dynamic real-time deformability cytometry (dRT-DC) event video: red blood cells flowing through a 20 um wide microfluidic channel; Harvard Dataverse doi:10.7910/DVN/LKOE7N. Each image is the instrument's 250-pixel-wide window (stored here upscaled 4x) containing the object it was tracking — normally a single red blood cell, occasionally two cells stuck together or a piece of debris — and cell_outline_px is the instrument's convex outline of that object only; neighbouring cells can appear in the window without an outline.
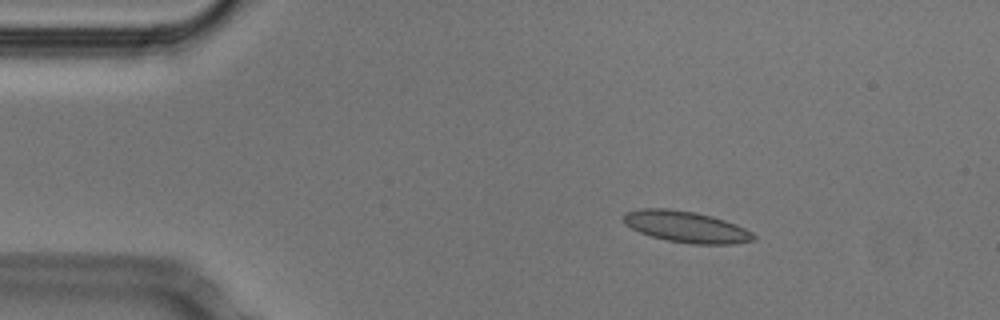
{"species": "Egyptian fruit bat (a non-hibernating species)", "species_latin": "Rousettus aegyptiacus", "temperature_condition": "cold", "stored_images_in_passage": 51, "camera_frame_rate_fps": 3000, "um_per_image_px": 0.085, "animal": {"sex": "male"}, "frame": {"image": 1, "passage_image": 7, "time_ms": 2.0, "image_size_px": [1000, 320], "cell_outline_px": [[756, 240], [732, 244], [692, 244], [668, 240], [652, 236], [640, 232], [624, 224], [620, 216], [624, 212], [640, 208], [668, 208], [696, 212], [712, 216], [736, 224], [752, 232], [756, 236]], "centroid_in_image_um": [58.29, 19.26], "position_along_channel_um": 26.7, "area_um2": 23.93}}
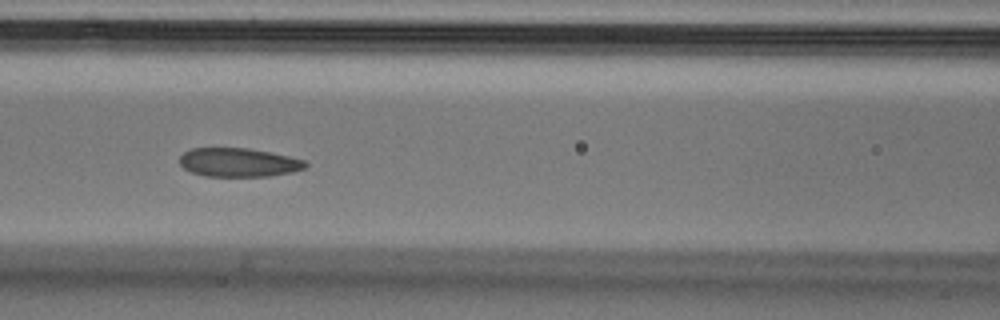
{"frame": {"image": 2, "passage_image": 21, "time_ms": 6.667, "image_size_px": [1000, 320], "cell_outline_px": [[308, 164], [304, 168], [292, 172], [268, 176], [204, 176], [192, 172], [184, 168], [180, 164], [180, 156], [184, 152], [192, 148], [248, 148], [288, 156], [304, 160]], "centroid_in_image_um": [20.26, 13.8], "position_along_channel_um": 146.3, "area_um2": 20.92}}
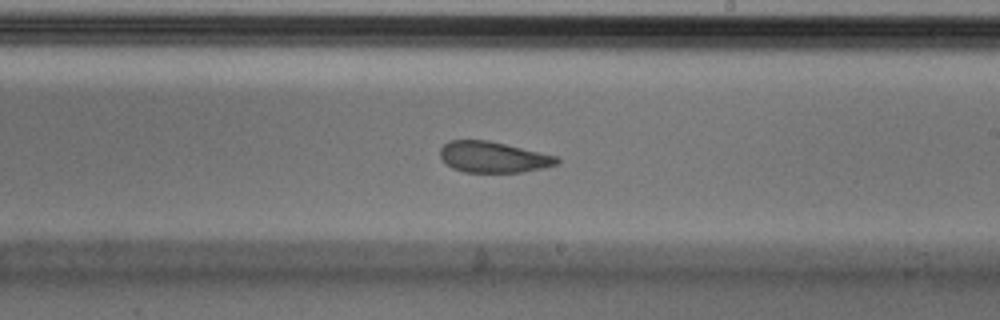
{"frame": {"image": 3, "passage_image": 29, "time_ms": 9.333, "image_size_px": [1000, 320], "cell_outline_px": [[560, 160], [556, 164], [544, 168], [520, 172], [464, 172], [452, 168], [440, 156], [440, 148], [448, 140], [488, 140], [556, 156]], "centroid_in_image_um": [41.9, 13.35], "position_along_channel_um": 247.1, "area_um2": 20.87}, "authors_computed_cell_mechanics": {"area_um2": 22.8888, "velocity_mm_per_s": 3.7847, "shape_relaxation_time_tau1_ms": null, "shape_relaxation_time_tau2_ms": 1.7684, "deformation_change_tau1": null, "deformation_change_tau2": 0.0686}}